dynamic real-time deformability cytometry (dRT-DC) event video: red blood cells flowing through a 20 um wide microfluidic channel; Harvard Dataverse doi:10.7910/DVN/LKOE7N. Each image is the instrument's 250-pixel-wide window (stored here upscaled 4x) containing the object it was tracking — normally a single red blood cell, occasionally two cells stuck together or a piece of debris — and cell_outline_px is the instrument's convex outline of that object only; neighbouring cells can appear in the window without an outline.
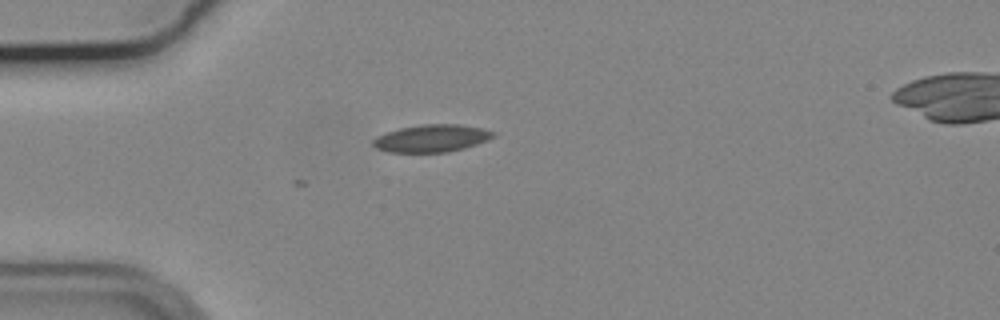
{"species": "common noctule bat (a hibernating species)", "species_latin": "Nyctalus noctula", "temperature_condition": "cold", "stored_images_in_passage": 3, "camera_frame_rate_fps": 3000, "um_per_image_px": 0.085, "animal": {"sex": "male", "body_mass_g": 19.2, "forearm_length_mm": 51.8}, "frame": {"image": 1, "passage_image": 1, "time_ms": 0.0, "image_size_px": [1000, 320], "cell_outline_px": [[496, 136], [488, 140], [464, 148], [448, 152], [388, 152], [376, 148], [372, 144], [372, 140], [376, 136], [400, 128], [424, 124], [460, 124], [480, 128], [496, 132]], "centroid_in_image_um": [36.7, 11.76], "position_along_channel_um": 48.3, "area_um2": 19.19}}